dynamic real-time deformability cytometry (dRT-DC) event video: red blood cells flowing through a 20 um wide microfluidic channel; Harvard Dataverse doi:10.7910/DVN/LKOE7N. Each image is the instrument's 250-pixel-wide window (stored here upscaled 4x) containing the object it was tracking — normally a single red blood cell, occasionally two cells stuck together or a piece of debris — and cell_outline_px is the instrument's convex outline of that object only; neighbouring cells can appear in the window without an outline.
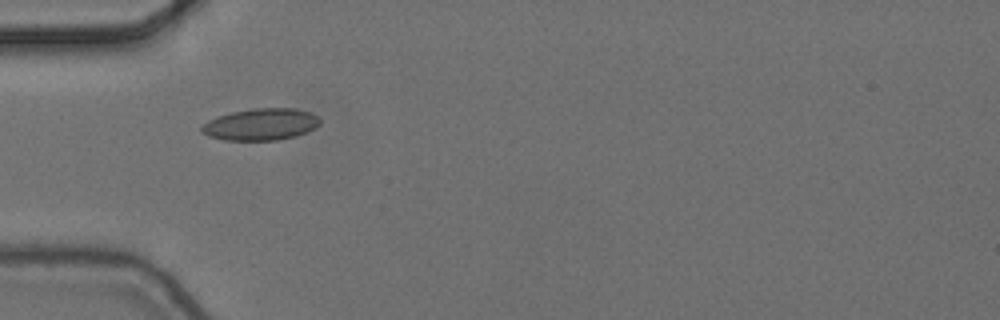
{"species": "common noctule bat (a hibernating species)", "species_latin": "Nyctalus noctula", "temperature_condition": "cold", "stored_images_in_passage": 2, "camera_frame_rate_fps": 3000, "um_per_image_px": 0.085, "animal": {"sex": "female", "body_mass_g": 24.6, "forearm_length_mm": 56.2}, "frame": {"image": 1, "passage_image": 1, "time_ms": 0.0, "image_size_px": [1000, 320], "cell_outline_px": [[320, 124], [316, 128], [296, 136], [276, 140], [224, 140], [208, 136], [200, 132], [200, 128], [208, 120], [232, 112], [252, 108], [296, 108], [312, 112], [320, 120]], "centroid_in_image_um": [22.19, 10.57], "position_along_channel_um": 62.8, "area_um2": 22.02}}
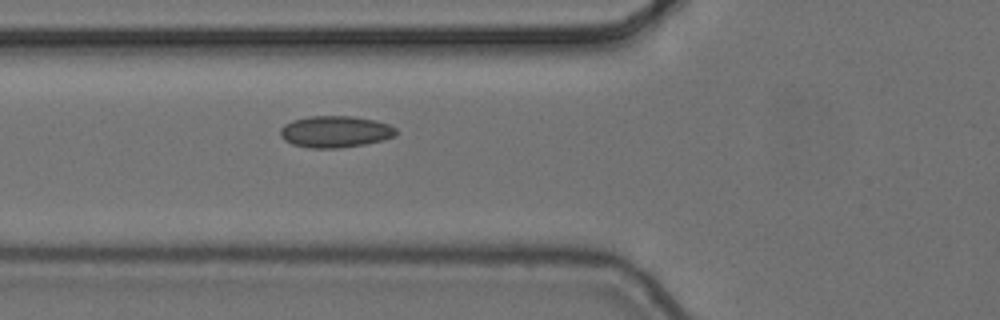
{"frame": {"image": 2, "passage_image": 2, "time_ms": 0.333, "image_size_px": [1000, 320], "cell_outline_px": [[396, 136], [384, 140], [364, 144], [340, 148], [308, 148], [292, 144], [284, 140], [280, 136], [280, 128], [284, 124], [292, 120], [308, 116], [352, 116], [376, 120], [388, 124], [396, 128]], "centroid_in_image_um": [28.48, 11.19], "position_along_channel_um": 97.3, "area_um2": 21.56}}